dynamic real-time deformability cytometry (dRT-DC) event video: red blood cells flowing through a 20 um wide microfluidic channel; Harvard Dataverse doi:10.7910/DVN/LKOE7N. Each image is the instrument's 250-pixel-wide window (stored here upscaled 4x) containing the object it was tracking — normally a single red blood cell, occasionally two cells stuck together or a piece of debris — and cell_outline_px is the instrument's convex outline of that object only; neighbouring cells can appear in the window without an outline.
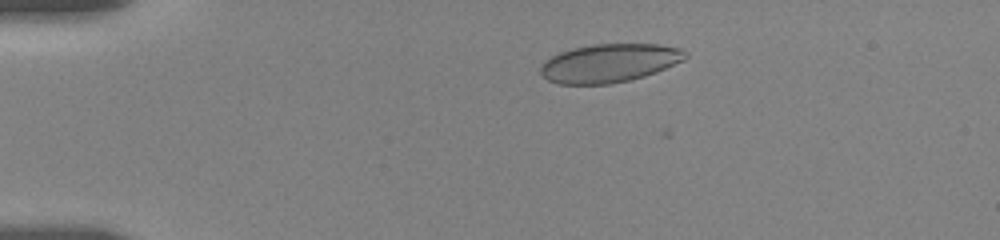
{"species": "human", "species_latin": "Homo sapiens", "temperature_condition": "room temperature", "stored_images_in_passage": 54, "camera_frame_rate_fps": 3000, "um_per_image_px": 0.085, "donor": {"sex": "female"}, "frame": {"image": 1, "passage_image": 10, "time_ms": 3.0, "image_size_px": [1000, 240], "cell_outline_px": [[688, 56], [684, 60], [656, 72], [644, 76], [628, 80], [608, 84], [556, 84], [548, 80], [540, 72], [540, 64], [544, 60], [560, 52], [572, 48], [592, 44], [660, 44], [680, 48], [688, 52]], "centroid_in_image_um": [51.79, 5.35], "position_along_channel_um": 33.2, "area_um2": 32.6}}
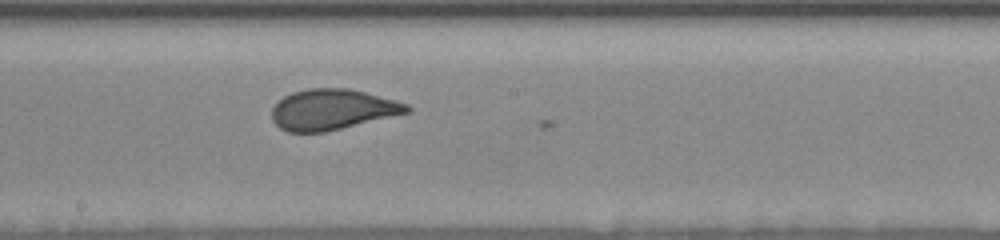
{"frame": {"image": 2, "passage_image": 30, "time_ms": 9.667, "image_size_px": [1000, 240], "cell_outline_px": [[412, 108], [408, 112], [324, 132], [288, 132], [280, 128], [272, 120], [272, 108], [284, 96], [292, 92], [308, 88], [348, 88], [396, 100], [408, 104]], "centroid_in_image_um": [28.22, 9.3], "position_along_channel_um": 220.0, "area_um2": 31.62}}
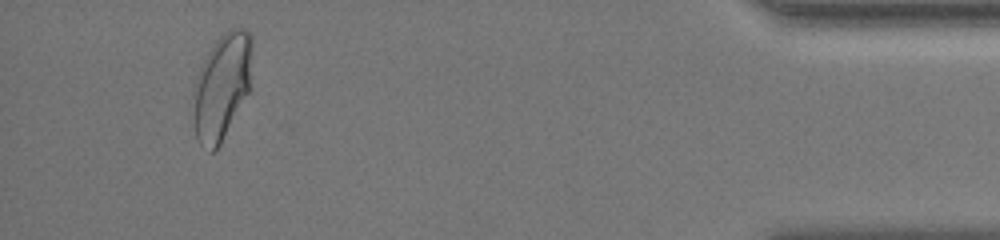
{"frame": {"image": 3, "passage_image": 51, "time_ms": 16.667, "image_size_px": [1000, 240], "cell_outline_px": [[252, 44], [248, 92], [220, 144], [212, 152], [208, 152], [200, 144], [196, 136], [192, 116], [192, 88], [200, 68], [208, 52], [216, 40], [228, 28], [244, 28], [252, 32]], "centroid_in_image_um": [18.82, 7.34], "position_along_channel_um": 416.4, "area_um2": 36.47}, "authors_computed_cell_mechanics": {"area_um2": 32.6859, "velocity_mm_per_s": 3.6285, "shape_relaxation_time_tau1_ms": 6.6379, "shape_relaxation_time_tau2_ms": null, "deformation_change_tau1": 0.1499, "deformation_change_tau2": null}}